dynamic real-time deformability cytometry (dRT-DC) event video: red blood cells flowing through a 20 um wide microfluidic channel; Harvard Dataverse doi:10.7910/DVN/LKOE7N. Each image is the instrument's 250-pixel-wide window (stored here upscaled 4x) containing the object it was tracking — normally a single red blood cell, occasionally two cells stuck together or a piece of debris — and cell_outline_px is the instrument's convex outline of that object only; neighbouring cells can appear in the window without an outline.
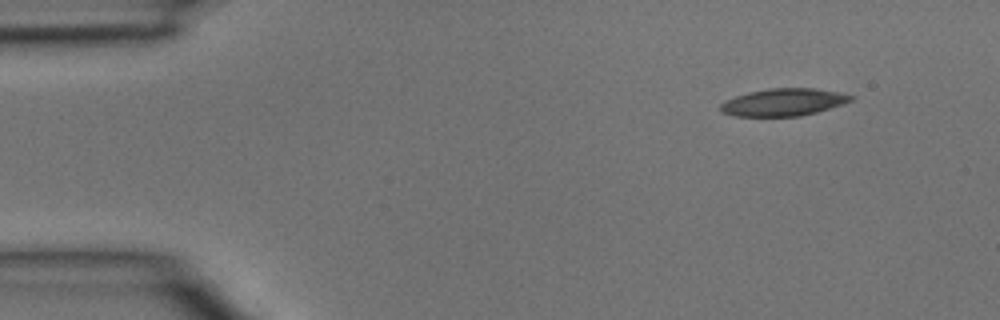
{"species": "common noctule bat (a hibernating species)", "species_latin": "Nyctalus noctula", "temperature_condition": "room temperature", "stored_images_in_passage": 3, "camera_frame_rate_fps": 3000, "um_per_image_px": 0.085, "animal": {"sex": "male", "body_mass_g": 15.6}, "frame": {"image": 1, "passage_image": 1, "time_ms": 0.0, "image_size_px": [1000, 320], "cell_outline_px": [[856, 96], [852, 100], [844, 104], [816, 112], [800, 116], [736, 116], [724, 112], [720, 108], [720, 104], [736, 96], [748, 92], [768, 88], [816, 88], [840, 92]], "centroid_in_image_um": [66.66, 8.67], "position_along_channel_um": 18.3, "area_um2": 20.75}}
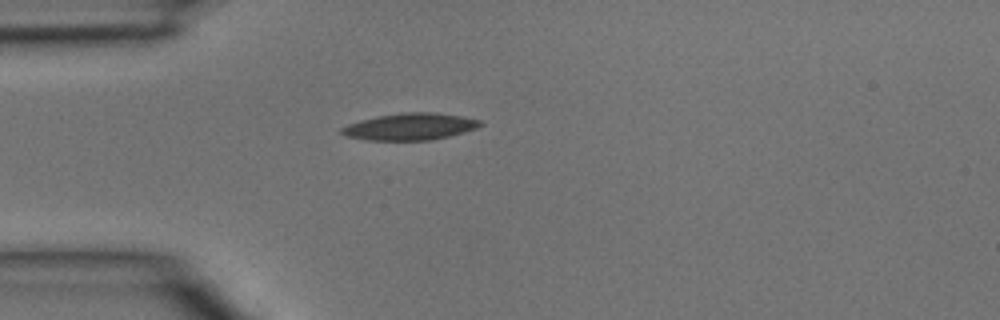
{"frame": {"image": 2, "passage_image": 3, "time_ms": 0.667, "image_size_px": [1000, 320], "cell_outline_px": [[484, 124], [476, 128], [464, 132], [432, 140], [368, 140], [344, 136], [340, 132], [340, 128], [348, 124], [376, 116], [400, 112], [436, 112], [460, 116], [480, 120]], "centroid_in_image_um": [34.84, 10.76], "position_along_channel_um": 50.2, "area_um2": 21.73}}